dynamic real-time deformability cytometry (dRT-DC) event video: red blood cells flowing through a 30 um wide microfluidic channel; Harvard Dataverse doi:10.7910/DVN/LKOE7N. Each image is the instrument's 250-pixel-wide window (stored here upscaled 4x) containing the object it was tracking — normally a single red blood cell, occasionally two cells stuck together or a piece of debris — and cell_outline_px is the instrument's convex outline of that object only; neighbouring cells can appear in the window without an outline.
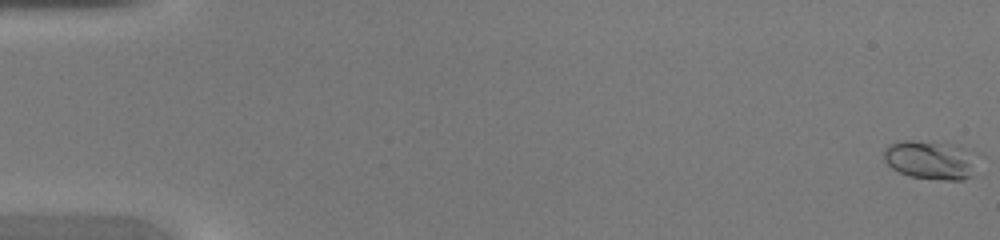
{"species": "common noctule bat (a hibernating species)", "species_latin": "Nyctalus noctula", "temperature_condition": "warm", "stored_images_in_passage": 47, "camera_frame_rate_fps": 3000, "um_per_image_px": 0.085, "animal": {"sex": "female", "body_mass_g": 20.0, "forearm_length_mm": 54.0}, "frame": {"image": 1, "passage_image": 1, "time_ms": 0.0, "image_size_px": [1000, 240], "cell_outline_px": [[984, 156], [972, 176], [964, 180], [944, 180], [908, 176], [892, 168], [884, 160], [884, 148], [888, 144], [900, 140], [912, 140], [956, 144], [972, 148], [980, 152]], "centroid_in_image_um": [79.27, 13.57], "position_along_channel_um": 5.7, "area_um2": 22.54}}
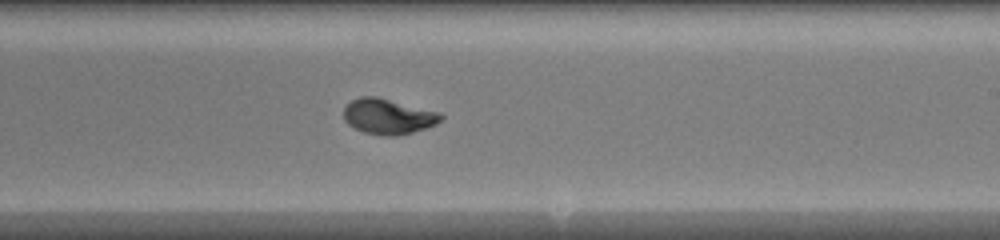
{"frame": {"image": 2, "passage_image": 29, "time_ms": 9.333, "image_size_px": [1000, 240], "cell_outline_px": [[444, 116], [436, 124], [412, 132], [396, 136], [384, 136], [364, 132], [348, 124], [344, 120], [344, 108], [352, 100], [360, 96], [376, 96], [440, 112]], "centroid_in_image_um": [32.99, 9.89], "position_along_channel_um": 256.0, "area_um2": 19.94}}
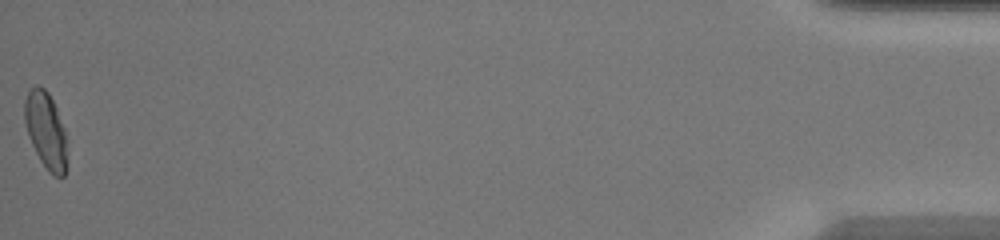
{"frame": {"image": 3, "passage_image": 47, "time_ms": 15.333, "image_size_px": [1000, 240], "cell_outline_px": [[68, 168], [64, 176], [52, 176], [48, 172], [40, 160], [28, 136], [24, 120], [24, 100], [28, 92], [36, 84], [44, 88], [48, 92], [56, 108], [64, 128], [68, 164]], "centroid_in_image_um": [3.9, 11.12], "position_along_channel_um": 431.3, "area_um2": 19.13}}